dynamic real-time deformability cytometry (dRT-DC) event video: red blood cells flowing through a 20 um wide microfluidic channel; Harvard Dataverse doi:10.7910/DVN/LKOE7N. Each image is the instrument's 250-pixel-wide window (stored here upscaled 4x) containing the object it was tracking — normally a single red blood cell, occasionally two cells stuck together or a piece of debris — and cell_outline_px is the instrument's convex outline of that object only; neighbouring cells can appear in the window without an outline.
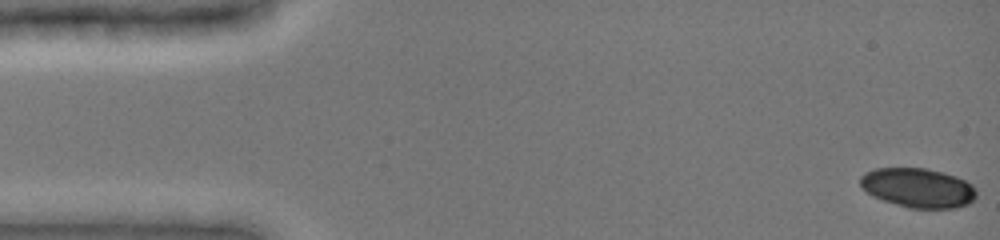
{"species": "common noctule bat (a hibernating species)", "species_latin": "Nyctalus noctula", "temperature_condition": "cold", "stored_images_in_passage": 48, "camera_frame_rate_fps": 3000, "um_per_image_px": 0.085, "animal": {"sex": "female", "body_mass_g": 19.0, "forearm_length_mm": 51.5}, "frame": {"image": 1, "passage_image": 1, "time_ms": 0.0, "image_size_px": [1000, 240], "cell_outline_px": [[976, 200], [968, 204], [956, 208], [908, 208], [872, 196], [860, 184], [860, 176], [864, 172], [876, 168], [928, 168], [944, 172], [956, 176], [972, 184], [976, 188]], "centroid_in_image_um": [78.06, 15.96], "position_along_channel_um": 6.9, "area_um2": 26.88}}
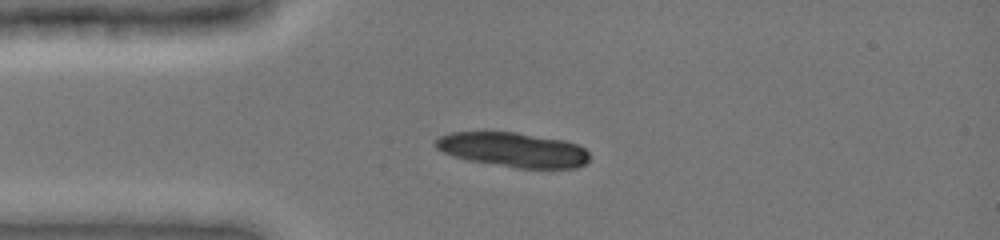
{"frame": {"image": 2, "passage_image": 12, "time_ms": 3.667, "image_size_px": [1000, 240], "cell_outline_px": [[588, 160], [584, 164], [576, 168], [516, 168], [468, 160], [444, 152], [436, 148], [432, 144], [440, 136], [452, 132], [516, 132], [564, 140], [576, 144], [584, 148], [588, 152]], "centroid_in_image_um": [43.61, 12.73], "position_along_channel_um": 41.4, "area_um2": 30.92}}